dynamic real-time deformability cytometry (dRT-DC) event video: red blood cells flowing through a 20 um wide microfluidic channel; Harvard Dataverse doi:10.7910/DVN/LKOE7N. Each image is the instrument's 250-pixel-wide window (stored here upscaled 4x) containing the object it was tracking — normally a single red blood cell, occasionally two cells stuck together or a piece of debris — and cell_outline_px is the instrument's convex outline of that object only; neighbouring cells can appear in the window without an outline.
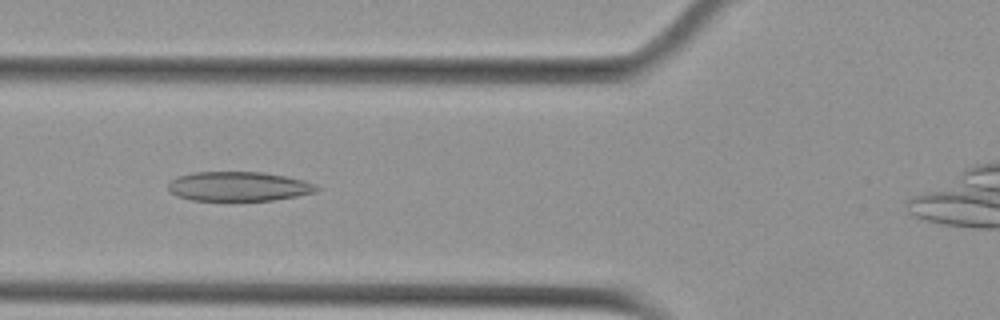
{"species": "Egyptian fruit bat (a non-hibernating species)", "species_latin": "Rousettus aegyptiacus", "temperature_condition": "cold", "stored_images_in_passage": 33, "camera_frame_rate_fps": 3000, "um_per_image_px": 0.085, "animal": {"sex": "female"}, "frame": {"image": 1, "passage_image": 5, "time_ms": 1.333, "image_size_px": [1000, 320], "cell_outline_px": [[320, 188], [316, 192], [296, 196], [272, 200], [192, 200], [176, 196], [168, 188], [168, 184], [176, 176], [192, 172], [264, 172], [304, 180]], "centroid_in_image_um": [20.25, 15.84], "position_along_channel_um": 105.5, "area_um2": 25.32}}
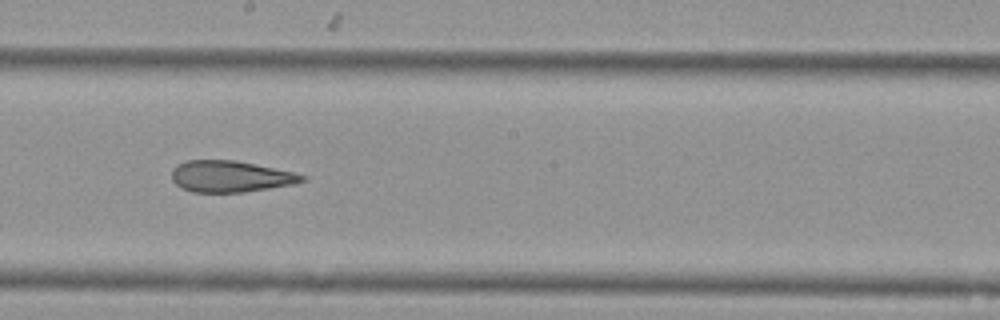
{"frame": {"image": 2, "passage_image": 15, "time_ms": 4.667, "image_size_px": [1000, 320], "cell_outline_px": [[308, 176], [304, 180], [296, 184], [244, 192], [192, 192], [180, 188], [172, 180], [172, 168], [176, 164], [184, 160], [236, 160], [296, 172]], "centroid_in_image_um": [19.59, 14.99], "position_along_channel_um": 228.6, "area_um2": 24.22}}
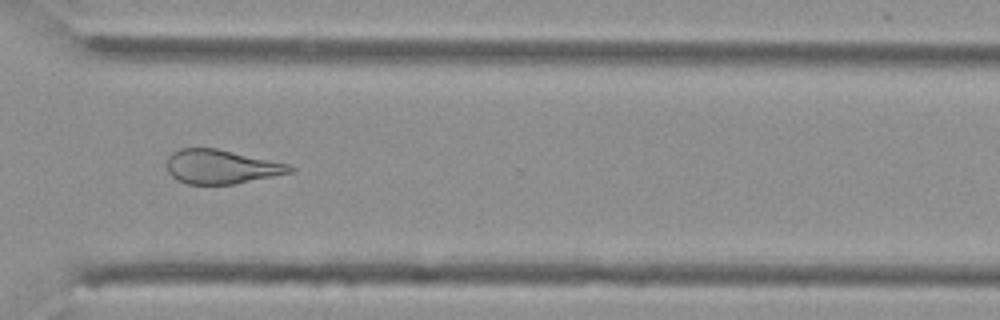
{"frame": {"image": 3, "passage_image": 25, "time_ms": 8.0, "image_size_px": [1000, 320], "cell_outline_px": [[296, 172], [232, 184], [188, 184], [176, 180], [168, 172], [168, 156], [172, 152], [180, 148], [216, 148], [288, 164], [296, 168]], "centroid_in_image_um": [18.82, 14.17], "position_along_channel_um": 351.8, "area_um2": 24.39}, "authors_computed_cell_mechanics": {"area_um2": 24.7962, "velocity_mm_per_s": 3.6856, "shape_relaxation_time_tau1_ms": null, "shape_relaxation_time_tau2_ms": 3.3517, "deformation_change_tau1": null, "deformation_change_tau2": 0.1301}}